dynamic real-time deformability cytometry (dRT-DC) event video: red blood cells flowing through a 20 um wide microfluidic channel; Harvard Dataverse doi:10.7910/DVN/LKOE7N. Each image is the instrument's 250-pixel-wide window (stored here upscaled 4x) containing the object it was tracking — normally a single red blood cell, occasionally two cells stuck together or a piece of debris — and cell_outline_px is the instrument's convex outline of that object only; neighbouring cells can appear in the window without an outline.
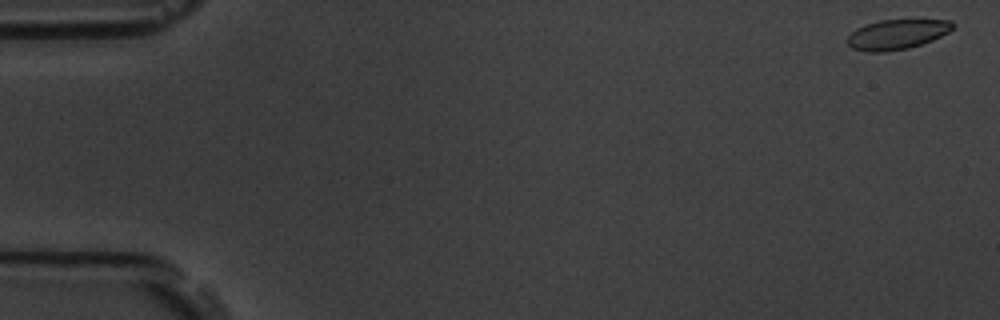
{"species": "common noctule bat (a hibernating species)", "species_latin": "Nyctalus noctula", "temperature_condition": "room temperature", "stored_images_in_passage": 6, "segment_of_instrument_passage": [1, 2], "camera_frame_rate_fps": 3000, "um_per_image_px": 0.085, "animal": {"sex": "male", "body_mass_g": 19.5, "forearm_length_mm": 54.6}, "frame": {"image": 1, "passage_image": 1, "time_ms": 0.0, "image_size_px": [1000, 320], "cell_outline_px": [[956, 24], [948, 32], [932, 40], [908, 48], [884, 52], [868, 52], [852, 48], [844, 40], [856, 28], [864, 24], [880, 20], [952, 20]], "centroid_in_image_um": [76.2, 2.92], "position_along_channel_um": 8.8, "area_um2": 18.38}}